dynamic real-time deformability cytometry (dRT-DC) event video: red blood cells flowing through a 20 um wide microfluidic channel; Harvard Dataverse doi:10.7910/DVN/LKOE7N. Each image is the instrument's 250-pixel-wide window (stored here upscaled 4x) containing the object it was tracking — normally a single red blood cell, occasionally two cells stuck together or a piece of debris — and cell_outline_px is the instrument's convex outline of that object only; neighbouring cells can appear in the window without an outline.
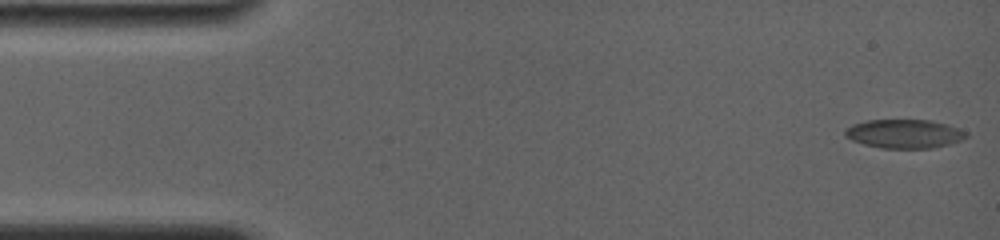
{"species": "common noctule bat (a hibernating species)", "species_latin": "Nyctalus noctula", "temperature_condition": "room temperature", "stored_images_in_passage": 55, "camera_frame_rate_fps": 4000, "um_per_image_px": 0.085, "animal": {"sex": "female", "body_mass_g": 19.0, "forearm_length_mm": 56.7}, "frame": {"image": 1, "passage_image": 1, "time_ms": 0.0, "image_size_px": [1000, 240], "cell_outline_px": [[968, 136], [952, 144], [932, 148], [880, 148], [864, 144], [852, 140], [844, 136], [844, 132], [852, 124], [868, 120], [928, 120], [948, 124], [968, 132]], "centroid_in_image_um": [76.89, 11.37], "position_along_channel_um": 8.1, "area_um2": 20.4}}
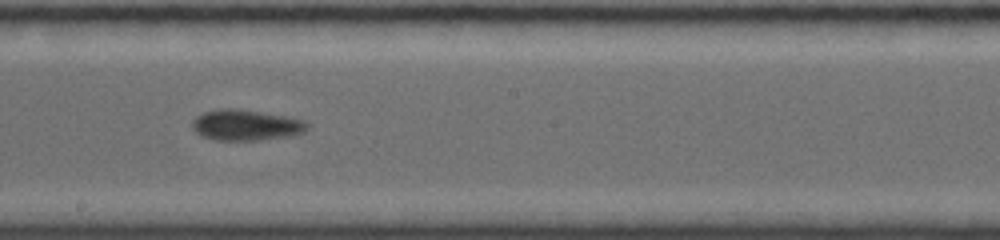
{"frame": {"image": 2, "passage_image": 32, "time_ms": 9.0, "image_size_px": [1000, 240], "cell_outline_px": [[308, 128], [304, 132], [292, 136], [256, 140], [216, 140], [200, 136], [192, 128], [192, 120], [196, 116], [204, 112], [220, 108], [240, 108], [284, 116], [304, 120], [308, 124]], "centroid_in_image_um": [20.88, 10.63], "position_along_channel_um": 227.3, "area_um2": 20.81}}
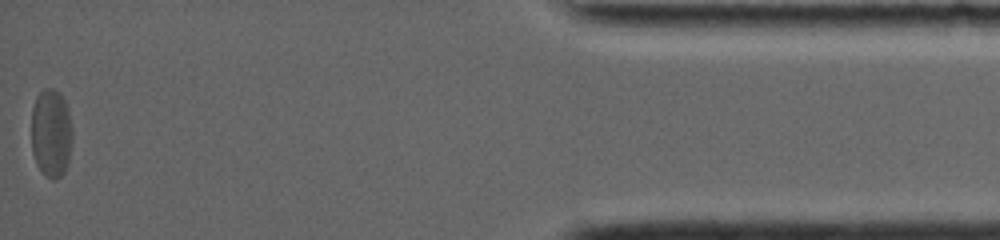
{"frame": {"image": 3, "passage_image": 55, "time_ms": 16.25, "image_size_px": [1000, 240], "cell_outline_px": [[72, 140], [68, 164], [64, 172], [60, 176], [52, 180], [44, 176], [36, 164], [32, 152], [32, 108], [36, 96], [44, 88], [52, 88], [60, 92], [64, 100], [68, 112], [72, 128]], "centroid_in_image_um": [4.34, 11.33], "position_along_channel_um": 430.9, "area_um2": 21.39}, "authors_computed_cell_mechanics": {"area_um2": 20.1722, "velocity_mm_per_s": 3.7607, "shape_relaxation_time_tau1_ms": 9.4604, "shape_relaxation_time_tau2_ms": 2.2617, "deformation_change_tau1": 0.1617, "deformation_change_tau2": 0.0601}}